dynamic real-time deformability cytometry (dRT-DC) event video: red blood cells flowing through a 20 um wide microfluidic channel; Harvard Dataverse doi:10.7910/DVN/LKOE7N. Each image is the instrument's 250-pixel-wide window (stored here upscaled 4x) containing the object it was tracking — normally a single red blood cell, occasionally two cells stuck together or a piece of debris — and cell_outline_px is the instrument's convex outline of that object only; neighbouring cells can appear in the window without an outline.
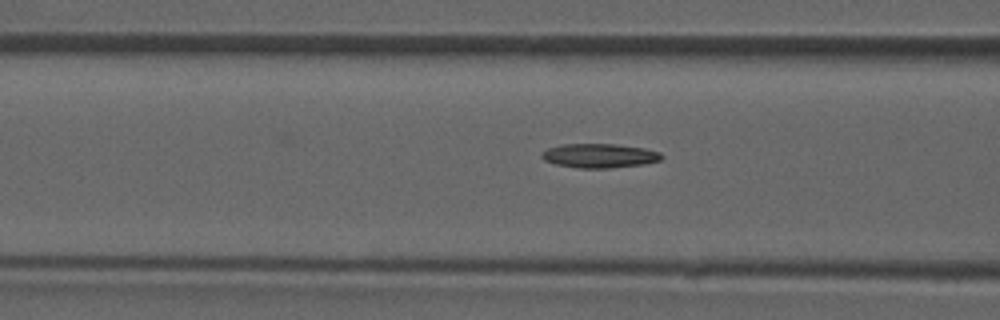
{"species": "common noctule bat (a hibernating species)", "species_latin": "Nyctalus noctula", "temperature_condition": "room temperature", "stored_images_in_passage": 23, "camera_frame_rate_fps": 3000, "um_per_image_px": 0.085, "animal": {"sex": "male", "forearm_length_mm": 52.5}, "frame": {"image": 1, "passage_image": 4, "time_ms": 1.0, "image_size_px": [1000, 320], "cell_outline_px": [[664, 156], [660, 160], [644, 164], [608, 168], [576, 168], [556, 164], [544, 160], [540, 156], [540, 152], [548, 148], [560, 144], [612, 144], [644, 148], [660, 152]], "centroid_in_image_um": [50.92, 13.23], "position_along_channel_um": 115.7, "area_um2": 16.94}}